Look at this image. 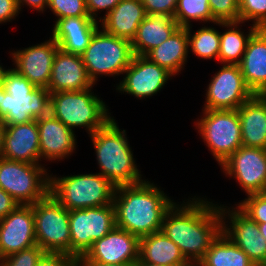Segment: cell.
<instances>
[{"label":"cell","mask_w":266,"mask_h":266,"mask_svg":"<svg viewBox=\"0 0 266 266\" xmlns=\"http://www.w3.org/2000/svg\"><path fill=\"white\" fill-rule=\"evenodd\" d=\"M190 199L171 206L163 218L161 231L191 265H196L222 232L223 222L219 204L204 197Z\"/></svg>","instance_id":"cell-1"},{"label":"cell","mask_w":266,"mask_h":266,"mask_svg":"<svg viewBox=\"0 0 266 266\" xmlns=\"http://www.w3.org/2000/svg\"><path fill=\"white\" fill-rule=\"evenodd\" d=\"M174 203L151 181L118 186L113 201L116 227L139 239L159 232L166 212Z\"/></svg>","instance_id":"cell-2"},{"label":"cell","mask_w":266,"mask_h":266,"mask_svg":"<svg viewBox=\"0 0 266 266\" xmlns=\"http://www.w3.org/2000/svg\"><path fill=\"white\" fill-rule=\"evenodd\" d=\"M100 174L115 187L146 181L136 165L126 130L119 129L112 117L102 128L90 135Z\"/></svg>","instance_id":"cell-3"},{"label":"cell","mask_w":266,"mask_h":266,"mask_svg":"<svg viewBox=\"0 0 266 266\" xmlns=\"http://www.w3.org/2000/svg\"><path fill=\"white\" fill-rule=\"evenodd\" d=\"M51 93L36 87L15 69L4 70L0 87V120L5 126L26 124L50 114Z\"/></svg>","instance_id":"cell-4"},{"label":"cell","mask_w":266,"mask_h":266,"mask_svg":"<svg viewBox=\"0 0 266 266\" xmlns=\"http://www.w3.org/2000/svg\"><path fill=\"white\" fill-rule=\"evenodd\" d=\"M92 89L51 93L50 114L72 131L84 127L90 136L112 118L108 106Z\"/></svg>","instance_id":"cell-5"},{"label":"cell","mask_w":266,"mask_h":266,"mask_svg":"<svg viewBox=\"0 0 266 266\" xmlns=\"http://www.w3.org/2000/svg\"><path fill=\"white\" fill-rule=\"evenodd\" d=\"M116 187L100 173L56 177L50 174L49 193L68 211L113 204Z\"/></svg>","instance_id":"cell-6"},{"label":"cell","mask_w":266,"mask_h":266,"mask_svg":"<svg viewBox=\"0 0 266 266\" xmlns=\"http://www.w3.org/2000/svg\"><path fill=\"white\" fill-rule=\"evenodd\" d=\"M100 29L95 31L88 47L81 55L88 77L94 85L100 75H122L134 57L131 41Z\"/></svg>","instance_id":"cell-7"},{"label":"cell","mask_w":266,"mask_h":266,"mask_svg":"<svg viewBox=\"0 0 266 266\" xmlns=\"http://www.w3.org/2000/svg\"><path fill=\"white\" fill-rule=\"evenodd\" d=\"M203 116L196 120L199 135L221 166L242 146V132L237 110H202Z\"/></svg>","instance_id":"cell-8"},{"label":"cell","mask_w":266,"mask_h":266,"mask_svg":"<svg viewBox=\"0 0 266 266\" xmlns=\"http://www.w3.org/2000/svg\"><path fill=\"white\" fill-rule=\"evenodd\" d=\"M42 164L0 158V187L21 205H32L49 194L50 175Z\"/></svg>","instance_id":"cell-9"},{"label":"cell","mask_w":266,"mask_h":266,"mask_svg":"<svg viewBox=\"0 0 266 266\" xmlns=\"http://www.w3.org/2000/svg\"><path fill=\"white\" fill-rule=\"evenodd\" d=\"M32 207L37 245L45 252L71 256L69 211L50 193Z\"/></svg>","instance_id":"cell-10"},{"label":"cell","mask_w":266,"mask_h":266,"mask_svg":"<svg viewBox=\"0 0 266 266\" xmlns=\"http://www.w3.org/2000/svg\"><path fill=\"white\" fill-rule=\"evenodd\" d=\"M71 256L79 258L115 226L114 204L69 211Z\"/></svg>","instance_id":"cell-11"},{"label":"cell","mask_w":266,"mask_h":266,"mask_svg":"<svg viewBox=\"0 0 266 266\" xmlns=\"http://www.w3.org/2000/svg\"><path fill=\"white\" fill-rule=\"evenodd\" d=\"M222 66L207 86L203 109L237 110L254 96L244 81L239 65Z\"/></svg>","instance_id":"cell-12"},{"label":"cell","mask_w":266,"mask_h":266,"mask_svg":"<svg viewBox=\"0 0 266 266\" xmlns=\"http://www.w3.org/2000/svg\"><path fill=\"white\" fill-rule=\"evenodd\" d=\"M220 212L224 234L241 248L256 266H266V240L260 234L258 223L237 205L230 208L220 204Z\"/></svg>","instance_id":"cell-13"},{"label":"cell","mask_w":266,"mask_h":266,"mask_svg":"<svg viewBox=\"0 0 266 266\" xmlns=\"http://www.w3.org/2000/svg\"><path fill=\"white\" fill-rule=\"evenodd\" d=\"M225 175L233 177L247 194L266 190V149L241 146L222 165Z\"/></svg>","instance_id":"cell-14"},{"label":"cell","mask_w":266,"mask_h":266,"mask_svg":"<svg viewBox=\"0 0 266 266\" xmlns=\"http://www.w3.org/2000/svg\"><path fill=\"white\" fill-rule=\"evenodd\" d=\"M123 74H125L123 80L116 85V90L138 99L157 94L174 76L166 68L143 55H134L131 64Z\"/></svg>","instance_id":"cell-15"},{"label":"cell","mask_w":266,"mask_h":266,"mask_svg":"<svg viewBox=\"0 0 266 266\" xmlns=\"http://www.w3.org/2000/svg\"><path fill=\"white\" fill-rule=\"evenodd\" d=\"M139 260V238L124 229L114 227L107 235L96 240L77 262L103 264H131Z\"/></svg>","instance_id":"cell-16"},{"label":"cell","mask_w":266,"mask_h":266,"mask_svg":"<svg viewBox=\"0 0 266 266\" xmlns=\"http://www.w3.org/2000/svg\"><path fill=\"white\" fill-rule=\"evenodd\" d=\"M36 243L32 205L19 204L0 220V259Z\"/></svg>","instance_id":"cell-17"},{"label":"cell","mask_w":266,"mask_h":266,"mask_svg":"<svg viewBox=\"0 0 266 266\" xmlns=\"http://www.w3.org/2000/svg\"><path fill=\"white\" fill-rule=\"evenodd\" d=\"M58 44L50 38L44 43L10 53L15 69L36 87L48 88Z\"/></svg>","instance_id":"cell-18"},{"label":"cell","mask_w":266,"mask_h":266,"mask_svg":"<svg viewBox=\"0 0 266 266\" xmlns=\"http://www.w3.org/2000/svg\"><path fill=\"white\" fill-rule=\"evenodd\" d=\"M40 161H60L73 155L76 148V135L69 127L64 125L51 114L37 119Z\"/></svg>","instance_id":"cell-19"},{"label":"cell","mask_w":266,"mask_h":266,"mask_svg":"<svg viewBox=\"0 0 266 266\" xmlns=\"http://www.w3.org/2000/svg\"><path fill=\"white\" fill-rule=\"evenodd\" d=\"M94 87L82 56L57 50L47 90L50 93L80 91Z\"/></svg>","instance_id":"cell-20"},{"label":"cell","mask_w":266,"mask_h":266,"mask_svg":"<svg viewBox=\"0 0 266 266\" xmlns=\"http://www.w3.org/2000/svg\"><path fill=\"white\" fill-rule=\"evenodd\" d=\"M2 158L30 164H41L37 120L5 126Z\"/></svg>","instance_id":"cell-21"},{"label":"cell","mask_w":266,"mask_h":266,"mask_svg":"<svg viewBox=\"0 0 266 266\" xmlns=\"http://www.w3.org/2000/svg\"><path fill=\"white\" fill-rule=\"evenodd\" d=\"M99 27V21L91 17L57 19L51 38L57 42L62 51L81 56Z\"/></svg>","instance_id":"cell-22"},{"label":"cell","mask_w":266,"mask_h":266,"mask_svg":"<svg viewBox=\"0 0 266 266\" xmlns=\"http://www.w3.org/2000/svg\"><path fill=\"white\" fill-rule=\"evenodd\" d=\"M239 66L253 94L266 95V28L251 36Z\"/></svg>","instance_id":"cell-23"},{"label":"cell","mask_w":266,"mask_h":266,"mask_svg":"<svg viewBox=\"0 0 266 266\" xmlns=\"http://www.w3.org/2000/svg\"><path fill=\"white\" fill-rule=\"evenodd\" d=\"M242 146L266 149V95H254L238 109Z\"/></svg>","instance_id":"cell-24"},{"label":"cell","mask_w":266,"mask_h":266,"mask_svg":"<svg viewBox=\"0 0 266 266\" xmlns=\"http://www.w3.org/2000/svg\"><path fill=\"white\" fill-rule=\"evenodd\" d=\"M146 15L141 0H122L100 21V28L108 34L132 41Z\"/></svg>","instance_id":"cell-25"},{"label":"cell","mask_w":266,"mask_h":266,"mask_svg":"<svg viewBox=\"0 0 266 266\" xmlns=\"http://www.w3.org/2000/svg\"><path fill=\"white\" fill-rule=\"evenodd\" d=\"M179 27L171 16L147 14L131 41L134 55L146 56L152 49L167 40Z\"/></svg>","instance_id":"cell-26"},{"label":"cell","mask_w":266,"mask_h":266,"mask_svg":"<svg viewBox=\"0 0 266 266\" xmlns=\"http://www.w3.org/2000/svg\"><path fill=\"white\" fill-rule=\"evenodd\" d=\"M162 266H190L179 247L162 231L139 239V260Z\"/></svg>","instance_id":"cell-27"},{"label":"cell","mask_w":266,"mask_h":266,"mask_svg":"<svg viewBox=\"0 0 266 266\" xmlns=\"http://www.w3.org/2000/svg\"><path fill=\"white\" fill-rule=\"evenodd\" d=\"M189 52L187 28L179 27L161 45L152 49L146 57L176 75L184 69Z\"/></svg>","instance_id":"cell-28"},{"label":"cell","mask_w":266,"mask_h":266,"mask_svg":"<svg viewBox=\"0 0 266 266\" xmlns=\"http://www.w3.org/2000/svg\"><path fill=\"white\" fill-rule=\"evenodd\" d=\"M218 26L225 27L227 31L220 32V51L218 62L221 64L239 65L251 36L259 29L251 25L248 34L241 31L243 22H216ZM228 28V29H227ZM222 33V34H221Z\"/></svg>","instance_id":"cell-29"},{"label":"cell","mask_w":266,"mask_h":266,"mask_svg":"<svg viewBox=\"0 0 266 266\" xmlns=\"http://www.w3.org/2000/svg\"><path fill=\"white\" fill-rule=\"evenodd\" d=\"M196 266H256L222 231Z\"/></svg>","instance_id":"cell-30"},{"label":"cell","mask_w":266,"mask_h":266,"mask_svg":"<svg viewBox=\"0 0 266 266\" xmlns=\"http://www.w3.org/2000/svg\"><path fill=\"white\" fill-rule=\"evenodd\" d=\"M187 27L188 47L195 56L201 59H216L220 51V32L214 27L203 26L193 33Z\"/></svg>","instance_id":"cell-31"},{"label":"cell","mask_w":266,"mask_h":266,"mask_svg":"<svg viewBox=\"0 0 266 266\" xmlns=\"http://www.w3.org/2000/svg\"><path fill=\"white\" fill-rule=\"evenodd\" d=\"M174 19L180 27H190L191 21L216 23L210 11L208 0H178ZM191 20V21H190Z\"/></svg>","instance_id":"cell-32"},{"label":"cell","mask_w":266,"mask_h":266,"mask_svg":"<svg viewBox=\"0 0 266 266\" xmlns=\"http://www.w3.org/2000/svg\"><path fill=\"white\" fill-rule=\"evenodd\" d=\"M239 21L266 28V0H239Z\"/></svg>","instance_id":"cell-33"},{"label":"cell","mask_w":266,"mask_h":266,"mask_svg":"<svg viewBox=\"0 0 266 266\" xmlns=\"http://www.w3.org/2000/svg\"><path fill=\"white\" fill-rule=\"evenodd\" d=\"M57 19L90 17L85 0H48V7Z\"/></svg>","instance_id":"cell-34"},{"label":"cell","mask_w":266,"mask_h":266,"mask_svg":"<svg viewBox=\"0 0 266 266\" xmlns=\"http://www.w3.org/2000/svg\"><path fill=\"white\" fill-rule=\"evenodd\" d=\"M236 204L247 216L257 223H266V195L253 193Z\"/></svg>","instance_id":"cell-35"},{"label":"cell","mask_w":266,"mask_h":266,"mask_svg":"<svg viewBox=\"0 0 266 266\" xmlns=\"http://www.w3.org/2000/svg\"><path fill=\"white\" fill-rule=\"evenodd\" d=\"M216 22H238L239 0H208Z\"/></svg>","instance_id":"cell-36"},{"label":"cell","mask_w":266,"mask_h":266,"mask_svg":"<svg viewBox=\"0 0 266 266\" xmlns=\"http://www.w3.org/2000/svg\"><path fill=\"white\" fill-rule=\"evenodd\" d=\"M45 251L34 245L0 259V266H36Z\"/></svg>","instance_id":"cell-37"},{"label":"cell","mask_w":266,"mask_h":266,"mask_svg":"<svg viewBox=\"0 0 266 266\" xmlns=\"http://www.w3.org/2000/svg\"><path fill=\"white\" fill-rule=\"evenodd\" d=\"M146 14L166 15L174 18L178 0H141Z\"/></svg>","instance_id":"cell-38"},{"label":"cell","mask_w":266,"mask_h":266,"mask_svg":"<svg viewBox=\"0 0 266 266\" xmlns=\"http://www.w3.org/2000/svg\"><path fill=\"white\" fill-rule=\"evenodd\" d=\"M78 258L63 254L45 252L36 266H77Z\"/></svg>","instance_id":"cell-39"},{"label":"cell","mask_w":266,"mask_h":266,"mask_svg":"<svg viewBox=\"0 0 266 266\" xmlns=\"http://www.w3.org/2000/svg\"><path fill=\"white\" fill-rule=\"evenodd\" d=\"M122 0H85L86 2V6H87V10L88 13L90 15V17L92 19H94L95 21L99 22L110 12L112 11L115 6ZM103 10L105 11V15L103 17H99L97 15L98 12H102ZM97 17H99V19L97 20Z\"/></svg>","instance_id":"cell-40"},{"label":"cell","mask_w":266,"mask_h":266,"mask_svg":"<svg viewBox=\"0 0 266 266\" xmlns=\"http://www.w3.org/2000/svg\"><path fill=\"white\" fill-rule=\"evenodd\" d=\"M19 14L17 0H0V24L16 19Z\"/></svg>","instance_id":"cell-41"},{"label":"cell","mask_w":266,"mask_h":266,"mask_svg":"<svg viewBox=\"0 0 266 266\" xmlns=\"http://www.w3.org/2000/svg\"><path fill=\"white\" fill-rule=\"evenodd\" d=\"M19 203L0 187V220L12 212Z\"/></svg>","instance_id":"cell-42"},{"label":"cell","mask_w":266,"mask_h":266,"mask_svg":"<svg viewBox=\"0 0 266 266\" xmlns=\"http://www.w3.org/2000/svg\"><path fill=\"white\" fill-rule=\"evenodd\" d=\"M24 5H27V7L29 6V8H33L43 13V11H46L44 9H47L48 7V0H17L19 13L22 9L21 7Z\"/></svg>","instance_id":"cell-43"},{"label":"cell","mask_w":266,"mask_h":266,"mask_svg":"<svg viewBox=\"0 0 266 266\" xmlns=\"http://www.w3.org/2000/svg\"><path fill=\"white\" fill-rule=\"evenodd\" d=\"M77 266H132L131 264H103L96 262H77Z\"/></svg>","instance_id":"cell-44"},{"label":"cell","mask_w":266,"mask_h":266,"mask_svg":"<svg viewBox=\"0 0 266 266\" xmlns=\"http://www.w3.org/2000/svg\"><path fill=\"white\" fill-rule=\"evenodd\" d=\"M4 133H5V125L0 120V158H2V152H3Z\"/></svg>","instance_id":"cell-45"},{"label":"cell","mask_w":266,"mask_h":266,"mask_svg":"<svg viewBox=\"0 0 266 266\" xmlns=\"http://www.w3.org/2000/svg\"><path fill=\"white\" fill-rule=\"evenodd\" d=\"M260 234L265 238L266 240V223H258Z\"/></svg>","instance_id":"cell-46"},{"label":"cell","mask_w":266,"mask_h":266,"mask_svg":"<svg viewBox=\"0 0 266 266\" xmlns=\"http://www.w3.org/2000/svg\"><path fill=\"white\" fill-rule=\"evenodd\" d=\"M134 266H162V265L145 263V262H136Z\"/></svg>","instance_id":"cell-47"},{"label":"cell","mask_w":266,"mask_h":266,"mask_svg":"<svg viewBox=\"0 0 266 266\" xmlns=\"http://www.w3.org/2000/svg\"><path fill=\"white\" fill-rule=\"evenodd\" d=\"M4 70L5 68H3V66L0 65V87L2 86V78L4 75Z\"/></svg>","instance_id":"cell-48"}]
</instances>
